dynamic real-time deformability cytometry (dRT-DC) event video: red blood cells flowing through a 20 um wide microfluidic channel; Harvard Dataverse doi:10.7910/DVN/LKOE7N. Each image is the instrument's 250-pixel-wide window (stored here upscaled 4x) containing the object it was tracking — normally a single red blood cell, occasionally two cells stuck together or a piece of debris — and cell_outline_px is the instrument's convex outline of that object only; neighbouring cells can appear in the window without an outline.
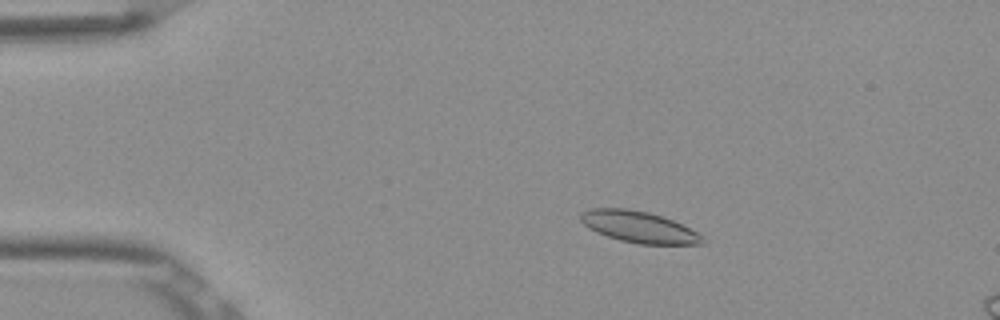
{"species": "Egyptian fruit bat (a non-hibernating species)", "species_latin": "Rousettus aegyptiacus", "temperature_condition": "room temperature", "stored_images_in_passage": 45, "camera_frame_rate_fps": 3000, "um_per_image_px": 0.085, "frame": {"image": 1, "passage_image": 2, "time_ms": 0.333, "image_size_px": [1000, 320], "cell_outline_px": [[704, 244], [640, 244], [620, 240], [596, 232], [588, 228], [580, 220], [580, 212], [588, 208], [628, 208], [648, 212], [672, 220], [704, 236]], "centroid_in_image_um": [54.26, 19.28], "position_along_channel_um": 30.7, "area_um2": 22.2}}
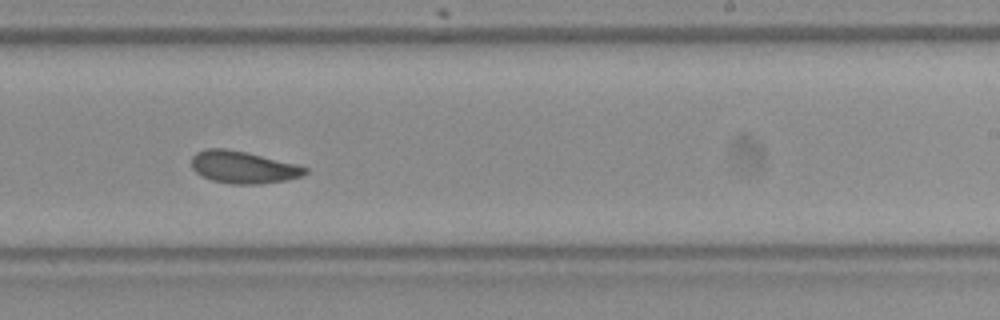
{"frame": {"image": 2, "passage_image": 25, "time_ms": 8.0, "image_size_px": [1000, 320], "cell_outline_px": [[308, 172], [300, 176], [288, 180], [260, 184], [232, 184], [212, 180], [200, 176], [192, 168], [192, 156], [196, 152], [204, 148], [224, 148], [244, 152], [296, 164], [308, 168]], "centroid_in_image_um": [20.64, 14.22], "position_along_channel_um": 268.4, "area_um2": 21.27}}
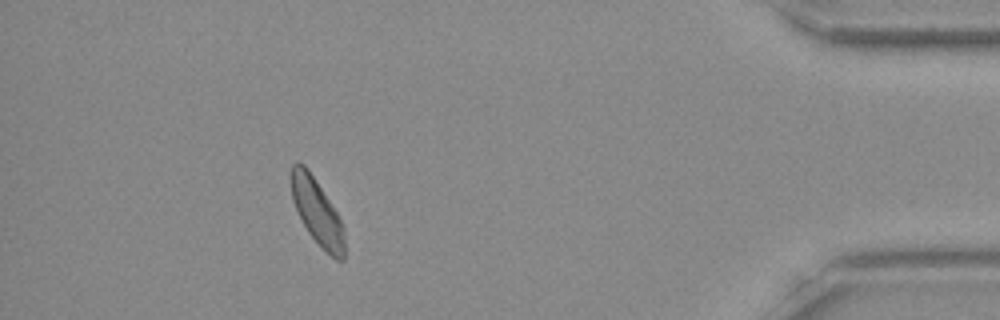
{"frame": {"image": 3, "passage_image": 40, "time_ms": 13.0, "image_size_px": [1000, 320], "cell_outline_px": [[344, 260], [336, 260], [308, 232], [292, 200], [292, 164], [296, 160], [304, 164], [308, 168], [336, 212], [344, 228]], "centroid_in_image_um": [26.95, 17.97], "position_along_channel_um": 408.2, "area_um2": 19.77}, "authors_computed_cell_mechanics": {"area_um2": 21.2126, "velocity_mm_per_s": 3.8366, "shape_relaxation_time_tau1_ms": 6.1889, "shape_relaxation_time_tau2_ms": 3.4076, "deformation_change_tau1": 0.1181, "deformation_change_tau2": 0.0961}}